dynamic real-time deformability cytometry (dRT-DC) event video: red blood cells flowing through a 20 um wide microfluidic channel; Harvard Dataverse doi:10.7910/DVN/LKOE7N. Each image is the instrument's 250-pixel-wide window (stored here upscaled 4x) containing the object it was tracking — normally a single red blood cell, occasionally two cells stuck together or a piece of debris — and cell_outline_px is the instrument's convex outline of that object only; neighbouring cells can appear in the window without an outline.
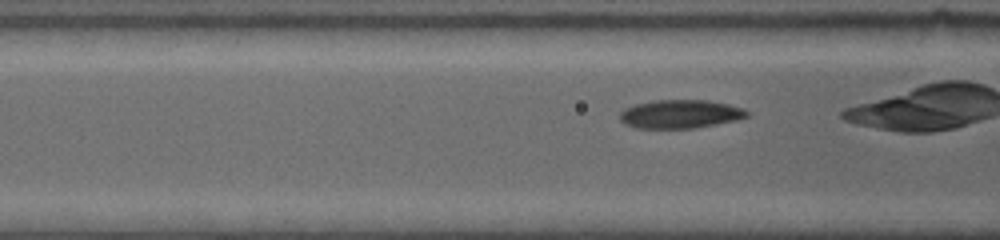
{"species": "common noctule bat (a hibernating species)", "species_latin": "Nyctalus noctula", "temperature_condition": "warm", "stored_images_in_passage": 60, "camera_frame_rate_fps": 5000, "um_per_image_px": 0.085, "animal": {"sex": "female", "body_mass_g": 19.0, "forearm_length_mm": 53.3}, "frame": {"image": 1, "passage_image": 10, "time_ms": 1.4, "image_size_px": [1000, 240], "cell_outline_px": [[748, 116], [736, 120], [716, 124], [692, 128], [636, 128], [620, 120], [620, 112], [624, 108], [636, 104], [652, 100], [708, 100], [728, 104], [744, 108], [748, 112]], "centroid_in_image_um": [57.82, 9.68], "position_along_channel_um": 108.8, "area_um2": 21.04}}
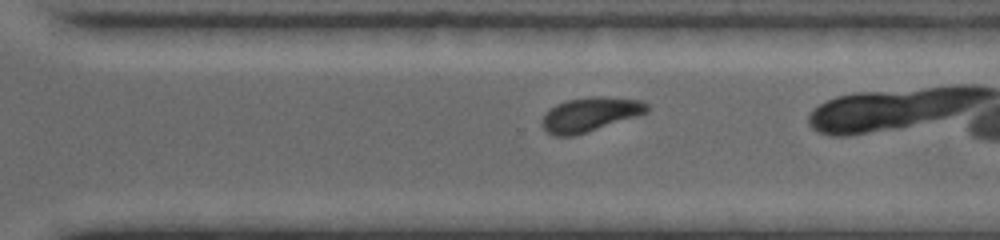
{"frame": {"image": 2, "passage_image": 43, "time_ms": 6.8, "image_size_px": [1000, 240], "cell_outline_px": [[648, 112], [640, 116], [572, 136], [552, 136], [540, 124], [544, 116], [556, 104], [568, 100], [600, 96], [640, 100], [648, 104]], "centroid_in_image_um": [50.19, 9.73], "position_along_channel_um": 320.4, "area_um2": 20.69}}